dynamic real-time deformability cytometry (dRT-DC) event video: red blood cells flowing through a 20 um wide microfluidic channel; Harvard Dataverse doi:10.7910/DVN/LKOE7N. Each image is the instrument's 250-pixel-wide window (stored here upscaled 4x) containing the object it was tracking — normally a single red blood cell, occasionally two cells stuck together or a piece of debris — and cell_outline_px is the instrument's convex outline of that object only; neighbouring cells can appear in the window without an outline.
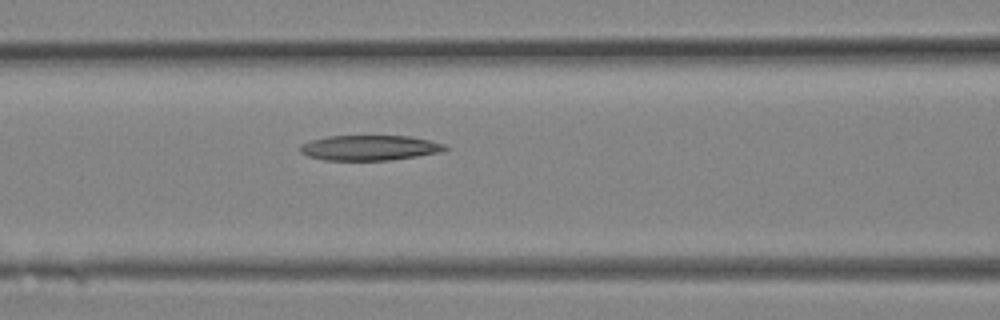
{"species": "Egyptian fruit bat (a non-hibernating species)", "species_latin": "Rousettus aegyptiacus", "temperature_condition": "room temperature", "stored_images_in_passage": 9, "segment_of_instrument_passage": [1, 2], "camera_frame_rate_fps": 3000, "um_per_image_px": 0.085, "animal": {"sex": "female"}, "frame": {"image": 1, "passage_image": 8, "time_ms": 2.333, "image_size_px": [1000, 320], "cell_outline_px": [[448, 148], [444, 152], [388, 160], [324, 160], [308, 156], [300, 152], [300, 144], [312, 140], [328, 136], [408, 136], [428, 140], [444, 144]], "centroid_in_image_um": [31.41, 12.56], "position_along_channel_um": 135.2, "area_um2": 21.15}}